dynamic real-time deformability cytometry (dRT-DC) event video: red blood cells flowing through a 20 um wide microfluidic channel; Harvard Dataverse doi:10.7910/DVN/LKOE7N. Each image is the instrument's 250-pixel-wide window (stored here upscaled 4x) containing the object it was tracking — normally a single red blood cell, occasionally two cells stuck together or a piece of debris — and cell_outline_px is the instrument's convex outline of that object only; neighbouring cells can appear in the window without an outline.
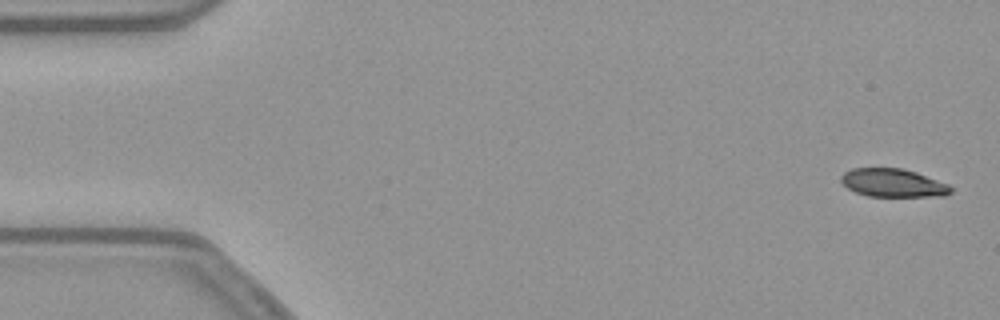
{"species": "common noctule bat (a hibernating species)", "species_latin": "Nyctalus noctula", "temperature_condition": "warm", "stored_images_in_passage": 54, "camera_frame_rate_fps": 3000, "um_per_image_px": 0.085, "animal": {"sex": "female", "body_mass_g": 21.9}, "frame": {"image": 1, "passage_image": 2, "time_ms": 0.333, "image_size_px": [1000, 320], "cell_outline_px": [[952, 192], [944, 196], [868, 196], [856, 192], [848, 188], [840, 180], [840, 176], [844, 172], [852, 168], [904, 168], [916, 172], [948, 184], [952, 188]], "centroid_in_image_um": [75.9, 15.54], "position_along_channel_um": 9.1, "area_um2": 18.03}}
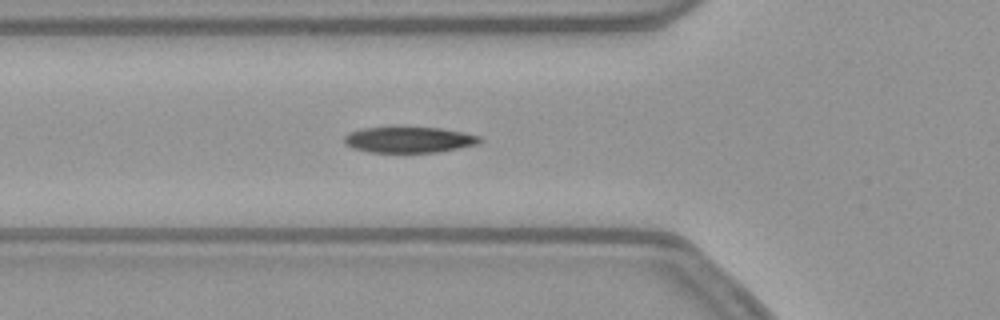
{"frame": {"image": 2, "passage_image": 19, "time_ms": 6.0, "image_size_px": [1000, 320], "cell_outline_px": [[484, 140], [476, 144], [460, 148], [436, 152], [368, 152], [352, 148], [344, 144], [344, 136], [348, 132], [364, 128], [440, 128], [464, 132], [480, 136]], "centroid_in_image_um": [34.76, 11.89], "position_along_channel_um": 91.0, "area_um2": 20.35}}
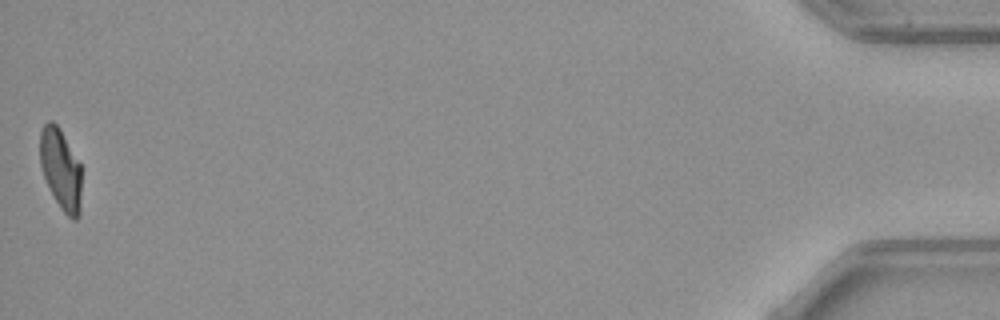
{"frame": {"image": 3, "passage_image": 54, "time_ms": 17.667, "image_size_px": [1000, 320], "cell_outline_px": [[80, 216], [76, 220], [72, 220], [60, 208], [44, 176], [40, 164], [40, 132], [44, 124], [48, 120], [52, 120], [60, 128], [80, 164]], "centroid_in_image_um": [5.16, 14.37], "position_along_channel_um": 430.0, "area_um2": 19.36}, "authors_computed_cell_mechanics": {"area_um2": 20.7213, "velocity_mm_per_s": 3.8091, "shape_relaxation_time_tau1_ms": 4.4799, "shape_relaxation_time_tau2_ms": 2.0983, "deformation_change_tau1": 0.1817, "deformation_change_tau2": 0.075}}